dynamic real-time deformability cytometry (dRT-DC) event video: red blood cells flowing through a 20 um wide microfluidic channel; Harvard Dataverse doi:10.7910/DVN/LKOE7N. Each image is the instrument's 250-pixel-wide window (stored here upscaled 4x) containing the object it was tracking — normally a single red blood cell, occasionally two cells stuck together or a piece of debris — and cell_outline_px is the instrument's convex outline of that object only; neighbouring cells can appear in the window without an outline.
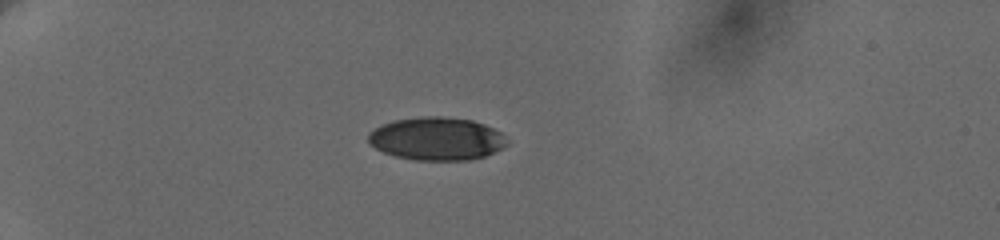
{"species": "human", "species_latin": "Homo sapiens", "temperature_condition": "cold", "stored_images_in_passage": 10, "camera_frame_rate_fps": 3000, "um_per_image_px": 0.085, "donor": {"sex": "female"}, "frame": {"image": 1, "passage_image": 5, "time_ms": 5.0, "image_size_px": [1000, 240], "cell_outline_px": [[508, 144], [484, 156], [472, 160], [416, 160], [396, 156], [384, 152], [368, 144], [368, 132], [392, 120], [420, 116], [440, 116], [472, 120], [484, 124], [500, 132], [508, 140]], "centroid_in_image_um": [37.1, 11.78], "position_along_channel_um": 47.9, "area_um2": 34.74}}
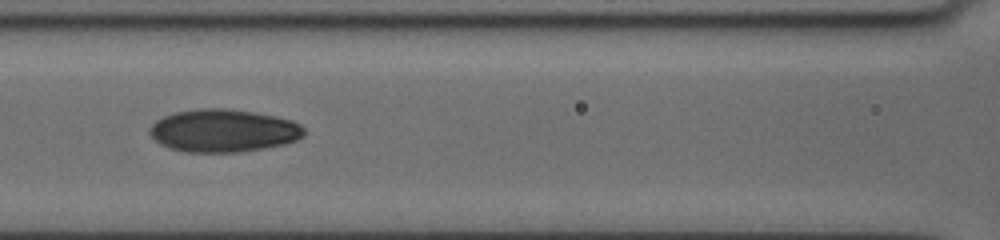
{"frame": {"image": 2, "passage_image": 9, "time_ms": 9.0, "image_size_px": [1000, 240], "cell_outline_px": [[304, 136], [296, 140], [284, 144], [264, 148], [240, 152], [184, 152], [168, 148], [160, 144], [148, 132], [148, 128], [156, 120], [164, 116], [176, 112], [200, 108], [224, 108], [252, 112], [276, 116], [292, 120], [300, 124], [304, 128]], "centroid_in_image_um": [18.97, 11.11], "position_along_channel_um": 147.6, "area_um2": 38.61}}
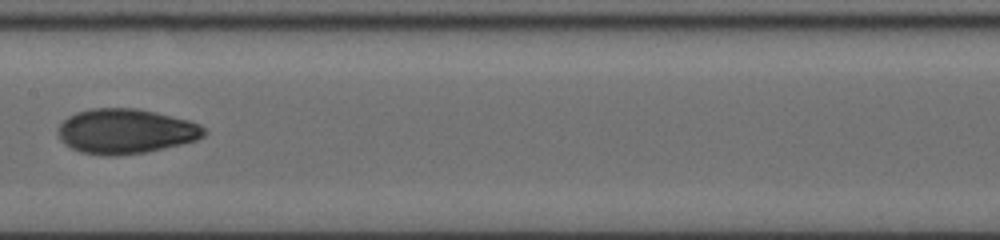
{"frame": {"image": 3, "passage_image": 10, "time_ms": 10.333, "image_size_px": [1000, 240], "cell_outline_px": [[208, 132], [204, 136], [196, 140], [164, 148], [144, 152], [120, 156], [100, 156], [80, 152], [64, 144], [60, 140], [56, 132], [60, 124], [68, 116], [76, 112], [92, 108], [136, 108], [188, 120], [200, 124]], "centroid_in_image_um": [10.64, 11.17], "position_along_channel_um": 196.8, "area_um2": 38.38}}